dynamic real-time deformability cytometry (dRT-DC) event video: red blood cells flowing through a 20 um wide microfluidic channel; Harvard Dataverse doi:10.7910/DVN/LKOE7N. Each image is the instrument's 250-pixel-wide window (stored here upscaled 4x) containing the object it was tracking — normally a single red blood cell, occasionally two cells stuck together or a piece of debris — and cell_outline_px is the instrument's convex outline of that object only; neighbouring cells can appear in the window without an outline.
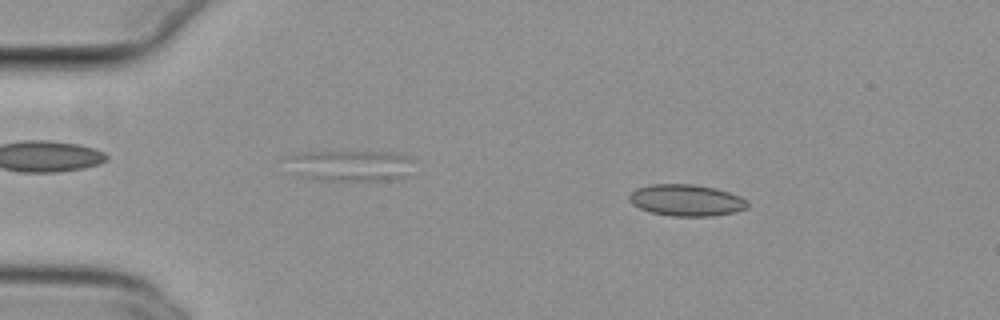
{"species": "common noctule bat (a hibernating species)", "species_latin": "Nyctalus noctula", "temperature_condition": "cold", "stored_images_in_passage": 44, "camera_frame_rate_fps": 3000, "um_per_image_px": 0.085, "animal": {"sex": "female", "body_mass_g": 29.2, "forearm_length_mm": 56.3}, "frame": {"image": 1, "passage_image": 7, "time_ms": 2.0, "image_size_px": [1000, 320], "cell_outline_px": [[748, 208], [736, 212], [712, 216], [672, 216], [652, 212], [640, 208], [632, 204], [628, 200], [628, 196], [636, 188], [652, 184], [692, 184], [716, 188], [740, 196], [748, 204]], "centroid_in_image_um": [58.33, 17.02], "position_along_channel_um": 26.7, "area_um2": 21.73}}
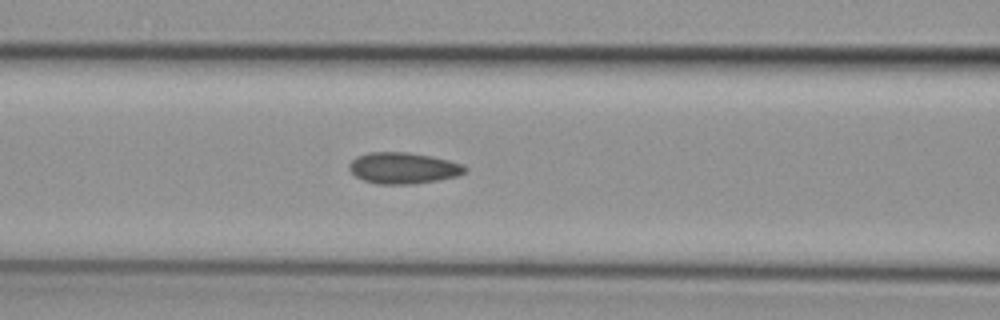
{"frame": {"image": 2, "passage_image": 21, "time_ms": 6.667, "image_size_px": [1000, 320], "cell_outline_px": [[468, 168], [464, 172], [456, 176], [436, 180], [412, 184], [376, 184], [364, 180], [356, 176], [348, 168], [348, 164], [356, 156], [368, 152], [408, 152], [432, 156], [464, 164]], "centroid_in_image_um": [34.26, 14.27], "position_along_channel_um": 132.3, "area_um2": 21.1}}
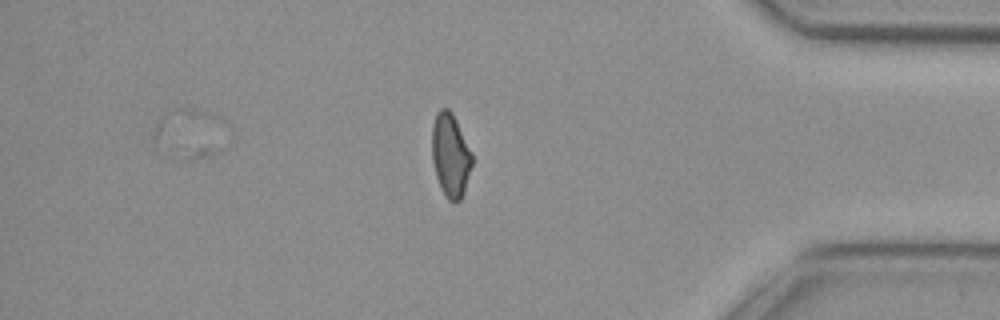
{"frame": {"image": 3, "passage_image": 44, "time_ms": 14.333, "image_size_px": [1000, 320], "cell_outline_px": [[472, 164], [464, 192], [460, 200], [456, 204], [448, 200], [444, 196], [440, 188], [436, 176], [432, 160], [432, 128], [436, 112], [440, 108], [448, 108], [452, 112], [472, 152]], "centroid_in_image_um": [38.28, 13.21], "position_along_channel_um": 396.9, "area_um2": 19.71}, "authors_computed_cell_mechanics": {"area_um2": 20.6635, "velocity_mm_per_s": 3.8338, "shape_relaxation_time_tau1_ms": null, "shape_relaxation_time_tau2_ms": 3.5002, "deformation_change_tau1": null, "deformation_change_tau2": 0.0844}}